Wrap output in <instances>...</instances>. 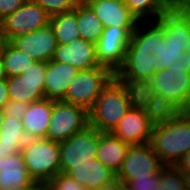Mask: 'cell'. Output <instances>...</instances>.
<instances>
[{
    "instance_id": "obj_1",
    "label": "cell",
    "mask_w": 190,
    "mask_h": 190,
    "mask_svg": "<svg viewBox=\"0 0 190 190\" xmlns=\"http://www.w3.org/2000/svg\"><path fill=\"white\" fill-rule=\"evenodd\" d=\"M135 66L155 94L190 112V15L151 33Z\"/></svg>"
},
{
    "instance_id": "obj_2",
    "label": "cell",
    "mask_w": 190,
    "mask_h": 190,
    "mask_svg": "<svg viewBox=\"0 0 190 190\" xmlns=\"http://www.w3.org/2000/svg\"><path fill=\"white\" fill-rule=\"evenodd\" d=\"M150 36V31L145 27L104 28L95 44L99 66L109 69L114 75L134 67Z\"/></svg>"
},
{
    "instance_id": "obj_3",
    "label": "cell",
    "mask_w": 190,
    "mask_h": 190,
    "mask_svg": "<svg viewBox=\"0 0 190 190\" xmlns=\"http://www.w3.org/2000/svg\"><path fill=\"white\" fill-rule=\"evenodd\" d=\"M150 144L164 166H176L190 150V112L177 120L154 126Z\"/></svg>"
},
{
    "instance_id": "obj_4",
    "label": "cell",
    "mask_w": 190,
    "mask_h": 190,
    "mask_svg": "<svg viewBox=\"0 0 190 190\" xmlns=\"http://www.w3.org/2000/svg\"><path fill=\"white\" fill-rule=\"evenodd\" d=\"M131 108L127 91L114 76L103 88L89 111V126L99 132H112Z\"/></svg>"
},
{
    "instance_id": "obj_5",
    "label": "cell",
    "mask_w": 190,
    "mask_h": 190,
    "mask_svg": "<svg viewBox=\"0 0 190 190\" xmlns=\"http://www.w3.org/2000/svg\"><path fill=\"white\" fill-rule=\"evenodd\" d=\"M124 4L150 33L162 31L190 15L180 0H124Z\"/></svg>"
},
{
    "instance_id": "obj_6",
    "label": "cell",
    "mask_w": 190,
    "mask_h": 190,
    "mask_svg": "<svg viewBox=\"0 0 190 190\" xmlns=\"http://www.w3.org/2000/svg\"><path fill=\"white\" fill-rule=\"evenodd\" d=\"M21 154L30 177L41 187L60 173V143L44 138L28 139Z\"/></svg>"
},
{
    "instance_id": "obj_7",
    "label": "cell",
    "mask_w": 190,
    "mask_h": 190,
    "mask_svg": "<svg viewBox=\"0 0 190 190\" xmlns=\"http://www.w3.org/2000/svg\"><path fill=\"white\" fill-rule=\"evenodd\" d=\"M114 76L109 69L101 66L79 71L70 83L63 101L80 106L89 112L103 88Z\"/></svg>"
},
{
    "instance_id": "obj_8",
    "label": "cell",
    "mask_w": 190,
    "mask_h": 190,
    "mask_svg": "<svg viewBox=\"0 0 190 190\" xmlns=\"http://www.w3.org/2000/svg\"><path fill=\"white\" fill-rule=\"evenodd\" d=\"M89 126V112L64 101H53V111L44 139L62 143Z\"/></svg>"
},
{
    "instance_id": "obj_9",
    "label": "cell",
    "mask_w": 190,
    "mask_h": 190,
    "mask_svg": "<svg viewBox=\"0 0 190 190\" xmlns=\"http://www.w3.org/2000/svg\"><path fill=\"white\" fill-rule=\"evenodd\" d=\"M163 167L164 165L150 143L131 145L116 178L125 185L130 180L157 175Z\"/></svg>"
},
{
    "instance_id": "obj_10",
    "label": "cell",
    "mask_w": 190,
    "mask_h": 190,
    "mask_svg": "<svg viewBox=\"0 0 190 190\" xmlns=\"http://www.w3.org/2000/svg\"><path fill=\"white\" fill-rule=\"evenodd\" d=\"M46 63L36 61L23 74L7 77L10 100L32 103L45 98Z\"/></svg>"
},
{
    "instance_id": "obj_11",
    "label": "cell",
    "mask_w": 190,
    "mask_h": 190,
    "mask_svg": "<svg viewBox=\"0 0 190 190\" xmlns=\"http://www.w3.org/2000/svg\"><path fill=\"white\" fill-rule=\"evenodd\" d=\"M50 15L37 3L27 0L15 12L2 19L1 30L7 41L50 24Z\"/></svg>"
},
{
    "instance_id": "obj_12",
    "label": "cell",
    "mask_w": 190,
    "mask_h": 190,
    "mask_svg": "<svg viewBox=\"0 0 190 190\" xmlns=\"http://www.w3.org/2000/svg\"><path fill=\"white\" fill-rule=\"evenodd\" d=\"M9 42L36 61L45 63L52 60L59 45L50 24L33 32L16 36Z\"/></svg>"
},
{
    "instance_id": "obj_13",
    "label": "cell",
    "mask_w": 190,
    "mask_h": 190,
    "mask_svg": "<svg viewBox=\"0 0 190 190\" xmlns=\"http://www.w3.org/2000/svg\"><path fill=\"white\" fill-rule=\"evenodd\" d=\"M99 131L88 126L60 143V164H82L96 158Z\"/></svg>"
},
{
    "instance_id": "obj_14",
    "label": "cell",
    "mask_w": 190,
    "mask_h": 190,
    "mask_svg": "<svg viewBox=\"0 0 190 190\" xmlns=\"http://www.w3.org/2000/svg\"><path fill=\"white\" fill-rule=\"evenodd\" d=\"M60 172L72 177L86 190L104 186L116 178V174L97 158L82 164H60Z\"/></svg>"
},
{
    "instance_id": "obj_15",
    "label": "cell",
    "mask_w": 190,
    "mask_h": 190,
    "mask_svg": "<svg viewBox=\"0 0 190 190\" xmlns=\"http://www.w3.org/2000/svg\"><path fill=\"white\" fill-rule=\"evenodd\" d=\"M153 127L143 110L130 108L111 133L130 145H143L150 143Z\"/></svg>"
},
{
    "instance_id": "obj_16",
    "label": "cell",
    "mask_w": 190,
    "mask_h": 190,
    "mask_svg": "<svg viewBox=\"0 0 190 190\" xmlns=\"http://www.w3.org/2000/svg\"><path fill=\"white\" fill-rule=\"evenodd\" d=\"M52 61L69 64L79 71L100 67L96 59L95 44L82 38L68 44H59Z\"/></svg>"
},
{
    "instance_id": "obj_17",
    "label": "cell",
    "mask_w": 190,
    "mask_h": 190,
    "mask_svg": "<svg viewBox=\"0 0 190 190\" xmlns=\"http://www.w3.org/2000/svg\"><path fill=\"white\" fill-rule=\"evenodd\" d=\"M85 3L93 10L104 28L144 27L124 3L114 0H87Z\"/></svg>"
},
{
    "instance_id": "obj_18",
    "label": "cell",
    "mask_w": 190,
    "mask_h": 190,
    "mask_svg": "<svg viewBox=\"0 0 190 190\" xmlns=\"http://www.w3.org/2000/svg\"><path fill=\"white\" fill-rule=\"evenodd\" d=\"M115 76L124 85L131 108L144 111L155 95L146 76L136 66L124 69Z\"/></svg>"
},
{
    "instance_id": "obj_19",
    "label": "cell",
    "mask_w": 190,
    "mask_h": 190,
    "mask_svg": "<svg viewBox=\"0 0 190 190\" xmlns=\"http://www.w3.org/2000/svg\"><path fill=\"white\" fill-rule=\"evenodd\" d=\"M79 70L69 64L46 62L45 72V98L53 101H63L70 83L74 80Z\"/></svg>"
},
{
    "instance_id": "obj_20",
    "label": "cell",
    "mask_w": 190,
    "mask_h": 190,
    "mask_svg": "<svg viewBox=\"0 0 190 190\" xmlns=\"http://www.w3.org/2000/svg\"><path fill=\"white\" fill-rule=\"evenodd\" d=\"M42 189L30 177L21 152L4 158L0 172V190L6 189Z\"/></svg>"
},
{
    "instance_id": "obj_21",
    "label": "cell",
    "mask_w": 190,
    "mask_h": 190,
    "mask_svg": "<svg viewBox=\"0 0 190 190\" xmlns=\"http://www.w3.org/2000/svg\"><path fill=\"white\" fill-rule=\"evenodd\" d=\"M53 111V100L44 98L29 104L22 123L28 139L45 138Z\"/></svg>"
},
{
    "instance_id": "obj_22",
    "label": "cell",
    "mask_w": 190,
    "mask_h": 190,
    "mask_svg": "<svg viewBox=\"0 0 190 190\" xmlns=\"http://www.w3.org/2000/svg\"><path fill=\"white\" fill-rule=\"evenodd\" d=\"M131 145L110 132H99L96 158L115 174L120 170Z\"/></svg>"
},
{
    "instance_id": "obj_23",
    "label": "cell",
    "mask_w": 190,
    "mask_h": 190,
    "mask_svg": "<svg viewBox=\"0 0 190 190\" xmlns=\"http://www.w3.org/2000/svg\"><path fill=\"white\" fill-rule=\"evenodd\" d=\"M22 120L17 117H4L0 130V156H7L21 152L27 142Z\"/></svg>"
},
{
    "instance_id": "obj_24",
    "label": "cell",
    "mask_w": 190,
    "mask_h": 190,
    "mask_svg": "<svg viewBox=\"0 0 190 190\" xmlns=\"http://www.w3.org/2000/svg\"><path fill=\"white\" fill-rule=\"evenodd\" d=\"M144 112L153 126L177 120L184 113L178 105L168 102L160 94L154 95Z\"/></svg>"
},
{
    "instance_id": "obj_25",
    "label": "cell",
    "mask_w": 190,
    "mask_h": 190,
    "mask_svg": "<svg viewBox=\"0 0 190 190\" xmlns=\"http://www.w3.org/2000/svg\"><path fill=\"white\" fill-rule=\"evenodd\" d=\"M50 25L58 44H68L80 38L77 22V6L72 11L51 16Z\"/></svg>"
},
{
    "instance_id": "obj_26",
    "label": "cell",
    "mask_w": 190,
    "mask_h": 190,
    "mask_svg": "<svg viewBox=\"0 0 190 190\" xmlns=\"http://www.w3.org/2000/svg\"><path fill=\"white\" fill-rule=\"evenodd\" d=\"M77 22L80 38L96 44L102 35L104 26L85 2L77 4Z\"/></svg>"
},
{
    "instance_id": "obj_27",
    "label": "cell",
    "mask_w": 190,
    "mask_h": 190,
    "mask_svg": "<svg viewBox=\"0 0 190 190\" xmlns=\"http://www.w3.org/2000/svg\"><path fill=\"white\" fill-rule=\"evenodd\" d=\"M1 59L7 77L23 74L36 62L34 58L15 48L9 41L4 47Z\"/></svg>"
},
{
    "instance_id": "obj_28",
    "label": "cell",
    "mask_w": 190,
    "mask_h": 190,
    "mask_svg": "<svg viewBox=\"0 0 190 190\" xmlns=\"http://www.w3.org/2000/svg\"><path fill=\"white\" fill-rule=\"evenodd\" d=\"M157 190H187L186 178L176 166H164L159 173Z\"/></svg>"
},
{
    "instance_id": "obj_29",
    "label": "cell",
    "mask_w": 190,
    "mask_h": 190,
    "mask_svg": "<svg viewBox=\"0 0 190 190\" xmlns=\"http://www.w3.org/2000/svg\"><path fill=\"white\" fill-rule=\"evenodd\" d=\"M40 5L50 16L72 11L79 0H32Z\"/></svg>"
},
{
    "instance_id": "obj_30",
    "label": "cell",
    "mask_w": 190,
    "mask_h": 190,
    "mask_svg": "<svg viewBox=\"0 0 190 190\" xmlns=\"http://www.w3.org/2000/svg\"><path fill=\"white\" fill-rule=\"evenodd\" d=\"M42 190H86L82 185L65 173H58L51 181L46 183Z\"/></svg>"
},
{
    "instance_id": "obj_31",
    "label": "cell",
    "mask_w": 190,
    "mask_h": 190,
    "mask_svg": "<svg viewBox=\"0 0 190 190\" xmlns=\"http://www.w3.org/2000/svg\"><path fill=\"white\" fill-rule=\"evenodd\" d=\"M159 174L143 179L130 180L124 185V190H157Z\"/></svg>"
},
{
    "instance_id": "obj_32",
    "label": "cell",
    "mask_w": 190,
    "mask_h": 190,
    "mask_svg": "<svg viewBox=\"0 0 190 190\" xmlns=\"http://www.w3.org/2000/svg\"><path fill=\"white\" fill-rule=\"evenodd\" d=\"M29 108L28 103L21 101L9 100L5 106L1 109L4 117H17L22 120L23 115L27 112Z\"/></svg>"
},
{
    "instance_id": "obj_33",
    "label": "cell",
    "mask_w": 190,
    "mask_h": 190,
    "mask_svg": "<svg viewBox=\"0 0 190 190\" xmlns=\"http://www.w3.org/2000/svg\"><path fill=\"white\" fill-rule=\"evenodd\" d=\"M27 0H0V18L4 19L7 15L15 12Z\"/></svg>"
},
{
    "instance_id": "obj_34",
    "label": "cell",
    "mask_w": 190,
    "mask_h": 190,
    "mask_svg": "<svg viewBox=\"0 0 190 190\" xmlns=\"http://www.w3.org/2000/svg\"><path fill=\"white\" fill-rule=\"evenodd\" d=\"M176 167L183 173H190V150L180 159Z\"/></svg>"
},
{
    "instance_id": "obj_35",
    "label": "cell",
    "mask_w": 190,
    "mask_h": 190,
    "mask_svg": "<svg viewBox=\"0 0 190 190\" xmlns=\"http://www.w3.org/2000/svg\"><path fill=\"white\" fill-rule=\"evenodd\" d=\"M10 100L6 80L0 81V110Z\"/></svg>"
},
{
    "instance_id": "obj_36",
    "label": "cell",
    "mask_w": 190,
    "mask_h": 190,
    "mask_svg": "<svg viewBox=\"0 0 190 190\" xmlns=\"http://www.w3.org/2000/svg\"><path fill=\"white\" fill-rule=\"evenodd\" d=\"M93 190H124V184L118 178H115L110 183Z\"/></svg>"
},
{
    "instance_id": "obj_37",
    "label": "cell",
    "mask_w": 190,
    "mask_h": 190,
    "mask_svg": "<svg viewBox=\"0 0 190 190\" xmlns=\"http://www.w3.org/2000/svg\"><path fill=\"white\" fill-rule=\"evenodd\" d=\"M7 42L8 41L6 39V36L2 33V30L0 29V59L2 57V53Z\"/></svg>"
},
{
    "instance_id": "obj_38",
    "label": "cell",
    "mask_w": 190,
    "mask_h": 190,
    "mask_svg": "<svg viewBox=\"0 0 190 190\" xmlns=\"http://www.w3.org/2000/svg\"><path fill=\"white\" fill-rule=\"evenodd\" d=\"M7 80V76L5 73V68L3 66L2 59H0V81Z\"/></svg>"
},
{
    "instance_id": "obj_39",
    "label": "cell",
    "mask_w": 190,
    "mask_h": 190,
    "mask_svg": "<svg viewBox=\"0 0 190 190\" xmlns=\"http://www.w3.org/2000/svg\"><path fill=\"white\" fill-rule=\"evenodd\" d=\"M184 176L186 178L187 190H190V173H185Z\"/></svg>"
},
{
    "instance_id": "obj_40",
    "label": "cell",
    "mask_w": 190,
    "mask_h": 190,
    "mask_svg": "<svg viewBox=\"0 0 190 190\" xmlns=\"http://www.w3.org/2000/svg\"><path fill=\"white\" fill-rule=\"evenodd\" d=\"M180 1L190 11V0H180Z\"/></svg>"
},
{
    "instance_id": "obj_41",
    "label": "cell",
    "mask_w": 190,
    "mask_h": 190,
    "mask_svg": "<svg viewBox=\"0 0 190 190\" xmlns=\"http://www.w3.org/2000/svg\"><path fill=\"white\" fill-rule=\"evenodd\" d=\"M3 120H4V116L0 110V130H1V126H2V123H3Z\"/></svg>"
},
{
    "instance_id": "obj_42",
    "label": "cell",
    "mask_w": 190,
    "mask_h": 190,
    "mask_svg": "<svg viewBox=\"0 0 190 190\" xmlns=\"http://www.w3.org/2000/svg\"><path fill=\"white\" fill-rule=\"evenodd\" d=\"M6 190H42V189H21V188H15V189H6Z\"/></svg>"
},
{
    "instance_id": "obj_43",
    "label": "cell",
    "mask_w": 190,
    "mask_h": 190,
    "mask_svg": "<svg viewBox=\"0 0 190 190\" xmlns=\"http://www.w3.org/2000/svg\"><path fill=\"white\" fill-rule=\"evenodd\" d=\"M3 161H4V157L0 156V172L2 169Z\"/></svg>"
},
{
    "instance_id": "obj_44",
    "label": "cell",
    "mask_w": 190,
    "mask_h": 190,
    "mask_svg": "<svg viewBox=\"0 0 190 190\" xmlns=\"http://www.w3.org/2000/svg\"><path fill=\"white\" fill-rule=\"evenodd\" d=\"M114 1H118V2L124 3V0H114Z\"/></svg>"
},
{
    "instance_id": "obj_45",
    "label": "cell",
    "mask_w": 190,
    "mask_h": 190,
    "mask_svg": "<svg viewBox=\"0 0 190 190\" xmlns=\"http://www.w3.org/2000/svg\"><path fill=\"white\" fill-rule=\"evenodd\" d=\"M1 26H2V20H1V18H0V29H1Z\"/></svg>"
}]
</instances>
